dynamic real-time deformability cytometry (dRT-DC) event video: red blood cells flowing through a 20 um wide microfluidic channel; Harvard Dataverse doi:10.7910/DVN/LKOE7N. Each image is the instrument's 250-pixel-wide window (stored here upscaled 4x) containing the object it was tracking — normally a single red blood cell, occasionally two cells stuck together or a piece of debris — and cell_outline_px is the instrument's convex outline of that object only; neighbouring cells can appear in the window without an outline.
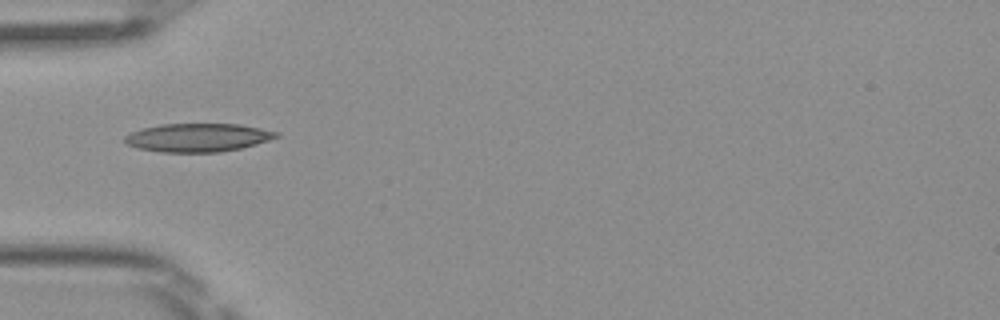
{"species": "Egyptian fruit bat (a non-hibernating species)", "species_latin": "Rousettus aegyptiacus", "temperature_condition": "room temperature", "stored_images_in_passage": 4, "camera_frame_rate_fps": 3000, "um_per_image_px": 0.085, "frame": {"image": 1, "passage_image": 4, "time_ms": 1.0, "image_size_px": [1000, 320], "cell_outline_px": [[280, 136], [256, 144], [240, 148], [220, 152], [160, 152], [140, 148], [128, 144], [124, 140], [124, 136], [140, 128], [160, 124], [240, 124], [280, 132]], "centroid_in_image_um": [16.83, 11.68], "position_along_channel_um": 68.2, "area_um2": 25.03}}